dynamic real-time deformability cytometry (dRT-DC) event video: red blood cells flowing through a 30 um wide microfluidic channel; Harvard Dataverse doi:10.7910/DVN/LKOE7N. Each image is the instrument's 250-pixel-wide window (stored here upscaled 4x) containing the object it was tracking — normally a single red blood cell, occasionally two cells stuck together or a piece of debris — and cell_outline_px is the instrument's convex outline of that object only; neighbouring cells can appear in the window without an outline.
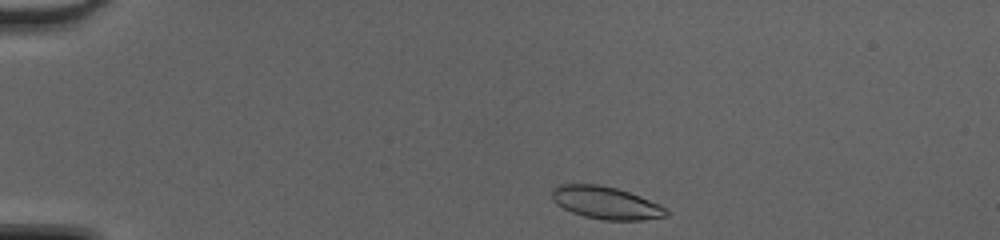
{"species": "common noctule bat (a hibernating species)", "species_latin": "Nyctalus noctula", "temperature_condition": "cold", "stored_images_in_passage": 40, "camera_frame_rate_fps": 3000, "um_per_image_px": 0.085, "animal": {"sex": "female", "body_mass_g": 20.0, "forearm_length_mm": 54.0}, "frame": {"image": 1, "passage_image": 1, "time_ms": 0.0, "image_size_px": [1000, 240], "cell_outline_px": [[668, 216], [644, 220], [600, 220], [584, 216], [572, 212], [556, 204], [552, 200], [552, 188], [556, 184], [600, 184], [616, 188], [640, 196], [660, 204], [668, 212]], "centroid_in_image_um": [51.48, 17.23], "position_along_channel_um": 33.5, "area_um2": 21.79}}
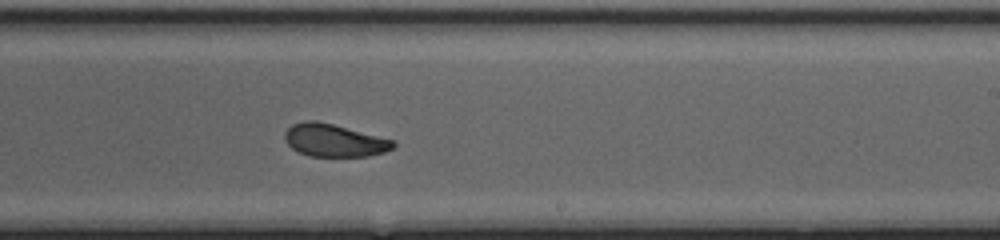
{"frame": {"image": 2, "passage_image": 22, "time_ms": 7.0, "image_size_px": [1000, 240], "cell_outline_px": [[396, 144], [392, 148], [384, 152], [368, 156], [308, 156], [292, 148], [284, 140], [284, 132], [292, 124], [304, 120], [316, 120], [332, 124], [392, 140]], "centroid_in_image_um": [28.34, 11.93], "position_along_channel_um": 260.7, "area_um2": 20.4}}
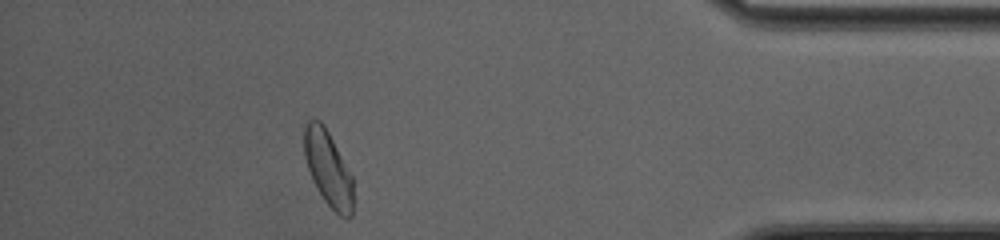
{"frame": {"image": 3, "passage_image": 35, "time_ms": 11.333, "image_size_px": [1000, 240], "cell_outline_px": [[352, 216], [348, 220], [340, 216], [324, 200], [308, 168], [304, 156], [304, 124], [308, 120], [320, 120], [324, 124], [352, 176]], "centroid_in_image_um": [27.89, 14.3], "position_along_channel_um": 407.3, "area_um2": 21.1}, "authors_computed_cell_mechanics": {"area_um2": 21.675, "velocity_mm_per_s": 4.2742, "shape_relaxation_time_tau1_ms": 5.1832, "shape_relaxation_time_tau2_ms": 1.6721, "deformation_change_tau1": 0.1607, "deformation_change_tau2": 0.0701}}